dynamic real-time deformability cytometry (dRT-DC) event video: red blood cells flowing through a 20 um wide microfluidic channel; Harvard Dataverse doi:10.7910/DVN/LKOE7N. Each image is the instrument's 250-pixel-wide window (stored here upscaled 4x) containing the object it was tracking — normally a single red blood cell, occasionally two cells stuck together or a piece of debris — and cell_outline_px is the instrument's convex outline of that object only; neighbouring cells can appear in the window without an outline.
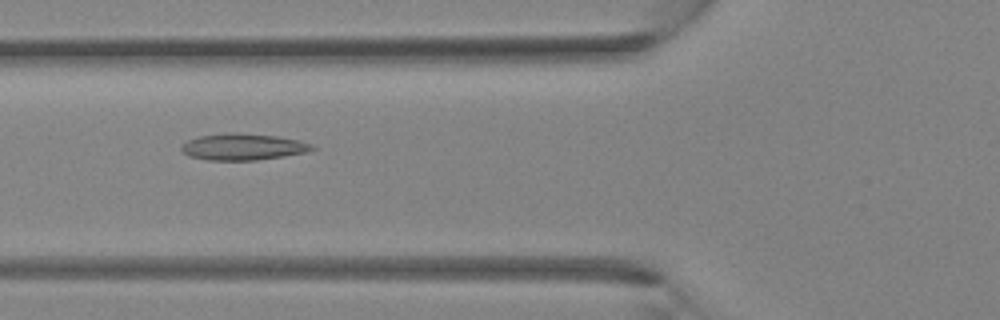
{"species": "Egyptian fruit bat (a non-hibernating species)", "species_latin": "Rousettus aegyptiacus", "temperature_condition": "room temperature", "stored_images_in_passage": 32, "camera_frame_rate_fps": 3000, "um_per_image_px": 0.085, "animal": {"sex": "female"}, "frame": {"image": 1, "passage_image": 9, "time_ms": 2.667, "image_size_px": [1000, 320], "cell_outline_px": [[316, 148], [304, 152], [284, 156], [256, 160], [208, 160], [188, 156], [180, 148], [188, 140], [200, 136], [228, 132], [236, 132], [276, 136], [300, 140], [312, 144]], "centroid_in_image_um": [20.66, 12.47], "position_along_channel_um": 105.1, "area_um2": 20.11}}
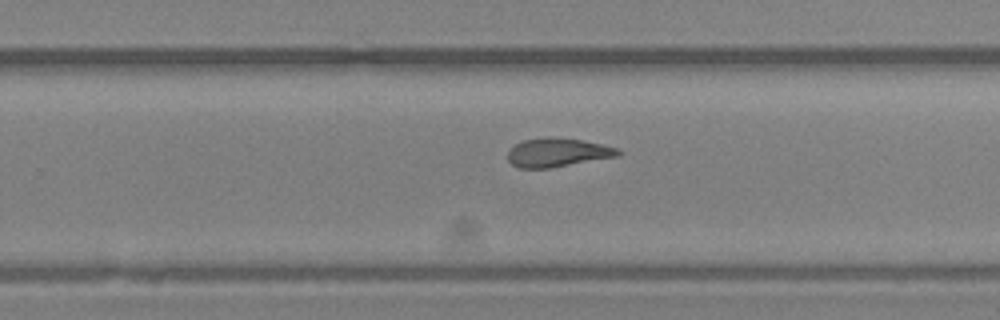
{"frame": {"image": 2, "passage_image": 19, "time_ms": 6.0, "image_size_px": [1000, 320], "cell_outline_px": [[620, 156], [552, 168], [520, 168], [512, 164], [508, 160], [508, 152], [516, 144], [524, 140], [548, 136], [552, 136], [580, 140], [604, 144], [616, 148], [620, 152]], "centroid_in_image_um": [47.41, 12.96], "position_along_channel_um": 282.4, "area_um2": 18.55}}
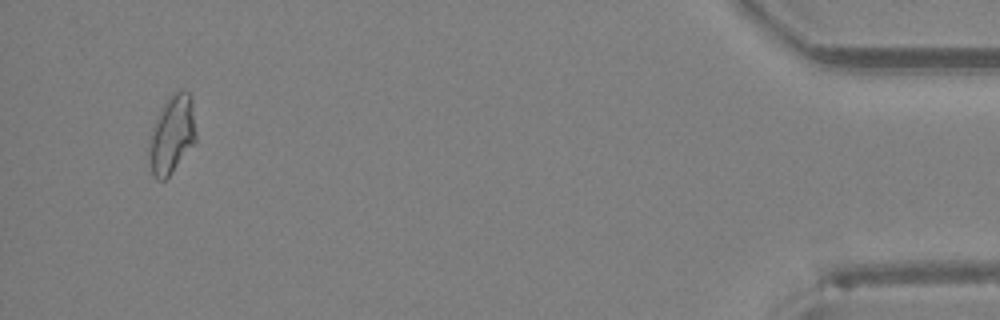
{"frame": {"image": 3, "passage_image": 31, "time_ms": 10.0, "image_size_px": [1000, 320], "cell_outline_px": [[196, 140], [172, 172], [164, 180], [156, 180], [152, 176], [148, 148], [148, 144], [152, 128], [164, 104], [172, 92], [188, 92], [192, 96], [196, 132]], "centroid_in_image_um": [14.61, 11.45], "position_along_channel_um": 420.6, "area_um2": 21.15}}